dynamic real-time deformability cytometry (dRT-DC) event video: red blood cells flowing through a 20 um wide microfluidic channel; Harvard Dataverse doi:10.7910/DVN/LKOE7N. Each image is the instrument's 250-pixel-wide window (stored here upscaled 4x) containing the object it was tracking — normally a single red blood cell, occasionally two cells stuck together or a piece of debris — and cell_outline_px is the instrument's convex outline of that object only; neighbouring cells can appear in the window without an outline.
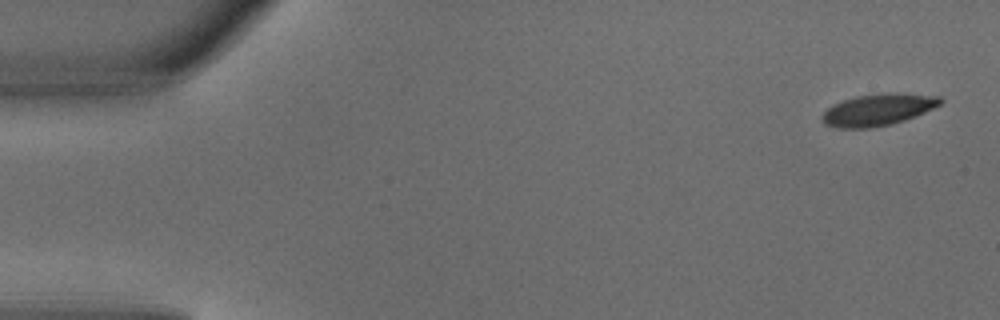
{"species": "common noctule bat (a hibernating species)", "species_latin": "Nyctalus noctula", "temperature_condition": "warm", "stored_images_in_passage": 4, "camera_frame_rate_fps": 3000, "um_per_image_px": 0.085, "animal": {"sex": "male", "body_mass_g": 18.8}, "frame": {"image": 1, "passage_image": 1, "time_ms": 0.0, "image_size_px": [1000, 320], "cell_outline_px": [[944, 100], [940, 104], [916, 116], [892, 124], [872, 128], [836, 128], [824, 124], [820, 120], [820, 116], [832, 104], [856, 96], [892, 92], [896, 92], [940, 96]], "centroid_in_image_um": [74.61, 9.33], "position_along_channel_um": 10.4, "area_um2": 22.08}}
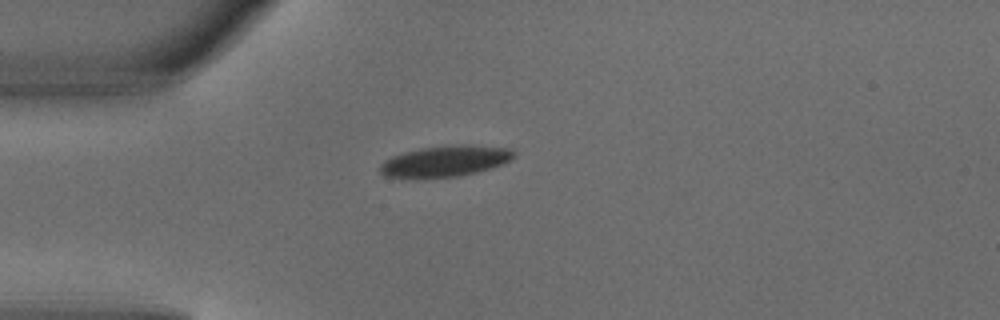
{"frame": {"image": 2, "passage_image": 4, "time_ms": 1.0, "image_size_px": [1000, 320], "cell_outline_px": [[516, 156], [492, 168], [460, 176], [424, 180], [408, 180], [384, 176], [380, 172], [380, 164], [384, 160], [392, 156], [404, 152], [420, 148], [456, 144], [468, 144], [512, 148], [516, 152]], "centroid_in_image_um": [37.79, 13.73], "position_along_channel_um": 47.2, "area_um2": 25.14}}